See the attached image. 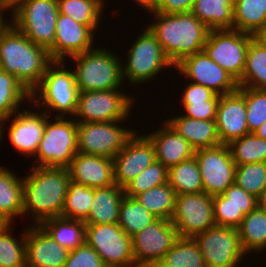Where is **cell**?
<instances>
[{
    "instance_id": "9",
    "label": "cell",
    "mask_w": 266,
    "mask_h": 267,
    "mask_svg": "<svg viewBox=\"0 0 266 267\" xmlns=\"http://www.w3.org/2000/svg\"><path fill=\"white\" fill-rule=\"evenodd\" d=\"M131 96L119 89L79 91L74 120L80 123L125 121L136 103Z\"/></svg>"
},
{
    "instance_id": "19",
    "label": "cell",
    "mask_w": 266,
    "mask_h": 267,
    "mask_svg": "<svg viewBox=\"0 0 266 267\" xmlns=\"http://www.w3.org/2000/svg\"><path fill=\"white\" fill-rule=\"evenodd\" d=\"M55 29L56 46L49 52L53 61H66L71 56L94 48L96 33L69 16L59 13Z\"/></svg>"
},
{
    "instance_id": "46",
    "label": "cell",
    "mask_w": 266,
    "mask_h": 267,
    "mask_svg": "<svg viewBox=\"0 0 266 267\" xmlns=\"http://www.w3.org/2000/svg\"><path fill=\"white\" fill-rule=\"evenodd\" d=\"M63 267H105L98 253L84 243L76 249L70 250Z\"/></svg>"
},
{
    "instance_id": "58",
    "label": "cell",
    "mask_w": 266,
    "mask_h": 267,
    "mask_svg": "<svg viewBox=\"0 0 266 267\" xmlns=\"http://www.w3.org/2000/svg\"><path fill=\"white\" fill-rule=\"evenodd\" d=\"M8 224L1 216H0V230Z\"/></svg>"
},
{
    "instance_id": "60",
    "label": "cell",
    "mask_w": 266,
    "mask_h": 267,
    "mask_svg": "<svg viewBox=\"0 0 266 267\" xmlns=\"http://www.w3.org/2000/svg\"><path fill=\"white\" fill-rule=\"evenodd\" d=\"M241 0H230L231 4L234 6L236 5L238 2H240Z\"/></svg>"
},
{
    "instance_id": "30",
    "label": "cell",
    "mask_w": 266,
    "mask_h": 267,
    "mask_svg": "<svg viewBox=\"0 0 266 267\" xmlns=\"http://www.w3.org/2000/svg\"><path fill=\"white\" fill-rule=\"evenodd\" d=\"M237 230L245 254L264 252L266 249V212L256 207L244 216Z\"/></svg>"
},
{
    "instance_id": "15",
    "label": "cell",
    "mask_w": 266,
    "mask_h": 267,
    "mask_svg": "<svg viewBox=\"0 0 266 267\" xmlns=\"http://www.w3.org/2000/svg\"><path fill=\"white\" fill-rule=\"evenodd\" d=\"M204 192L214 196L222 194L230 185L234 184L236 164L228 144L195 150Z\"/></svg>"
},
{
    "instance_id": "10",
    "label": "cell",
    "mask_w": 266,
    "mask_h": 267,
    "mask_svg": "<svg viewBox=\"0 0 266 267\" xmlns=\"http://www.w3.org/2000/svg\"><path fill=\"white\" fill-rule=\"evenodd\" d=\"M122 122H77L78 153L113 159L137 133L118 125Z\"/></svg>"
},
{
    "instance_id": "36",
    "label": "cell",
    "mask_w": 266,
    "mask_h": 267,
    "mask_svg": "<svg viewBox=\"0 0 266 267\" xmlns=\"http://www.w3.org/2000/svg\"><path fill=\"white\" fill-rule=\"evenodd\" d=\"M134 198L156 218L171 220L175 209L176 192L168 182L148 189Z\"/></svg>"
},
{
    "instance_id": "45",
    "label": "cell",
    "mask_w": 266,
    "mask_h": 267,
    "mask_svg": "<svg viewBox=\"0 0 266 267\" xmlns=\"http://www.w3.org/2000/svg\"><path fill=\"white\" fill-rule=\"evenodd\" d=\"M214 207V218L217 226L238 228L244 218V214L238 211L228 202L223 194L212 196Z\"/></svg>"
},
{
    "instance_id": "13",
    "label": "cell",
    "mask_w": 266,
    "mask_h": 267,
    "mask_svg": "<svg viewBox=\"0 0 266 267\" xmlns=\"http://www.w3.org/2000/svg\"><path fill=\"white\" fill-rule=\"evenodd\" d=\"M170 221L181 238H193L215 226L212 196L205 192L176 195Z\"/></svg>"
},
{
    "instance_id": "5",
    "label": "cell",
    "mask_w": 266,
    "mask_h": 267,
    "mask_svg": "<svg viewBox=\"0 0 266 267\" xmlns=\"http://www.w3.org/2000/svg\"><path fill=\"white\" fill-rule=\"evenodd\" d=\"M108 49L95 47L69 57L79 91H106L120 89L123 84L122 61Z\"/></svg>"
},
{
    "instance_id": "48",
    "label": "cell",
    "mask_w": 266,
    "mask_h": 267,
    "mask_svg": "<svg viewBox=\"0 0 266 267\" xmlns=\"http://www.w3.org/2000/svg\"><path fill=\"white\" fill-rule=\"evenodd\" d=\"M218 101L181 102V107L185 111L183 115L197 120H215Z\"/></svg>"
},
{
    "instance_id": "61",
    "label": "cell",
    "mask_w": 266,
    "mask_h": 267,
    "mask_svg": "<svg viewBox=\"0 0 266 267\" xmlns=\"http://www.w3.org/2000/svg\"><path fill=\"white\" fill-rule=\"evenodd\" d=\"M1 123H2V119L0 118V134H1Z\"/></svg>"
},
{
    "instance_id": "27",
    "label": "cell",
    "mask_w": 266,
    "mask_h": 267,
    "mask_svg": "<svg viewBox=\"0 0 266 267\" xmlns=\"http://www.w3.org/2000/svg\"><path fill=\"white\" fill-rule=\"evenodd\" d=\"M0 216L11 224L23 216V177L0 167ZM15 218V219H14Z\"/></svg>"
},
{
    "instance_id": "47",
    "label": "cell",
    "mask_w": 266,
    "mask_h": 267,
    "mask_svg": "<svg viewBox=\"0 0 266 267\" xmlns=\"http://www.w3.org/2000/svg\"><path fill=\"white\" fill-rule=\"evenodd\" d=\"M222 194L228 198L230 204L244 215L257 207V198L235 183L230 185Z\"/></svg>"
},
{
    "instance_id": "49",
    "label": "cell",
    "mask_w": 266,
    "mask_h": 267,
    "mask_svg": "<svg viewBox=\"0 0 266 267\" xmlns=\"http://www.w3.org/2000/svg\"><path fill=\"white\" fill-rule=\"evenodd\" d=\"M185 87L186 88L180 97L181 101L179 102H204L207 100H219L220 98V95H217L212 90L201 84L189 81L188 85Z\"/></svg>"
},
{
    "instance_id": "2",
    "label": "cell",
    "mask_w": 266,
    "mask_h": 267,
    "mask_svg": "<svg viewBox=\"0 0 266 267\" xmlns=\"http://www.w3.org/2000/svg\"><path fill=\"white\" fill-rule=\"evenodd\" d=\"M156 19L148 26L175 67L184 58L203 51L210 29L192 12H152Z\"/></svg>"
},
{
    "instance_id": "52",
    "label": "cell",
    "mask_w": 266,
    "mask_h": 267,
    "mask_svg": "<svg viewBox=\"0 0 266 267\" xmlns=\"http://www.w3.org/2000/svg\"><path fill=\"white\" fill-rule=\"evenodd\" d=\"M253 37L266 50V28L257 31Z\"/></svg>"
},
{
    "instance_id": "34",
    "label": "cell",
    "mask_w": 266,
    "mask_h": 267,
    "mask_svg": "<svg viewBox=\"0 0 266 267\" xmlns=\"http://www.w3.org/2000/svg\"><path fill=\"white\" fill-rule=\"evenodd\" d=\"M60 14L73 18L76 22L96 32L105 7L104 0H57ZM104 3V4H103Z\"/></svg>"
},
{
    "instance_id": "21",
    "label": "cell",
    "mask_w": 266,
    "mask_h": 267,
    "mask_svg": "<svg viewBox=\"0 0 266 267\" xmlns=\"http://www.w3.org/2000/svg\"><path fill=\"white\" fill-rule=\"evenodd\" d=\"M38 110L17 111V116H12L13 120L8 126V137L13 148L27 157L35 156L46 125V113Z\"/></svg>"
},
{
    "instance_id": "29",
    "label": "cell",
    "mask_w": 266,
    "mask_h": 267,
    "mask_svg": "<svg viewBox=\"0 0 266 267\" xmlns=\"http://www.w3.org/2000/svg\"><path fill=\"white\" fill-rule=\"evenodd\" d=\"M30 102V92L12 75L0 69V118L1 136L4 135V124L12 118L20 106Z\"/></svg>"
},
{
    "instance_id": "41",
    "label": "cell",
    "mask_w": 266,
    "mask_h": 267,
    "mask_svg": "<svg viewBox=\"0 0 266 267\" xmlns=\"http://www.w3.org/2000/svg\"><path fill=\"white\" fill-rule=\"evenodd\" d=\"M11 224L0 230V267H26V230L19 239L13 237Z\"/></svg>"
},
{
    "instance_id": "23",
    "label": "cell",
    "mask_w": 266,
    "mask_h": 267,
    "mask_svg": "<svg viewBox=\"0 0 266 267\" xmlns=\"http://www.w3.org/2000/svg\"><path fill=\"white\" fill-rule=\"evenodd\" d=\"M71 181L90 188L115 183L113 159L77 153L67 167Z\"/></svg>"
},
{
    "instance_id": "37",
    "label": "cell",
    "mask_w": 266,
    "mask_h": 267,
    "mask_svg": "<svg viewBox=\"0 0 266 267\" xmlns=\"http://www.w3.org/2000/svg\"><path fill=\"white\" fill-rule=\"evenodd\" d=\"M157 219L134 197H123L119 207L118 225L129 237H133Z\"/></svg>"
},
{
    "instance_id": "53",
    "label": "cell",
    "mask_w": 266,
    "mask_h": 267,
    "mask_svg": "<svg viewBox=\"0 0 266 267\" xmlns=\"http://www.w3.org/2000/svg\"><path fill=\"white\" fill-rule=\"evenodd\" d=\"M257 207L266 212V186L262 193L257 197Z\"/></svg>"
},
{
    "instance_id": "28",
    "label": "cell",
    "mask_w": 266,
    "mask_h": 267,
    "mask_svg": "<svg viewBox=\"0 0 266 267\" xmlns=\"http://www.w3.org/2000/svg\"><path fill=\"white\" fill-rule=\"evenodd\" d=\"M191 12L210 30L233 29L234 11L230 0H195Z\"/></svg>"
},
{
    "instance_id": "12",
    "label": "cell",
    "mask_w": 266,
    "mask_h": 267,
    "mask_svg": "<svg viewBox=\"0 0 266 267\" xmlns=\"http://www.w3.org/2000/svg\"><path fill=\"white\" fill-rule=\"evenodd\" d=\"M205 267H239L246 257L236 228L213 226L193 237Z\"/></svg>"
},
{
    "instance_id": "1",
    "label": "cell",
    "mask_w": 266,
    "mask_h": 267,
    "mask_svg": "<svg viewBox=\"0 0 266 267\" xmlns=\"http://www.w3.org/2000/svg\"><path fill=\"white\" fill-rule=\"evenodd\" d=\"M23 177V216L30 212L32 224L61 217L71 181L65 167L33 166Z\"/></svg>"
},
{
    "instance_id": "59",
    "label": "cell",
    "mask_w": 266,
    "mask_h": 267,
    "mask_svg": "<svg viewBox=\"0 0 266 267\" xmlns=\"http://www.w3.org/2000/svg\"><path fill=\"white\" fill-rule=\"evenodd\" d=\"M105 267H140L136 264H131V265H122V266H105Z\"/></svg>"
},
{
    "instance_id": "51",
    "label": "cell",
    "mask_w": 266,
    "mask_h": 267,
    "mask_svg": "<svg viewBox=\"0 0 266 267\" xmlns=\"http://www.w3.org/2000/svg\"><path fill=\"white\" fill-rule=\"evenodd\" d=\"M135 2L147 10L149 14L155 11L158 4V0H135Z\"/></svg>"
},
{
    "instance_id": "25",
    "label": "cell",
    "mask_w": 266,
    "mask_h": 267,
    "mask_svg": "<svg viewBox=\"0 0 266 267\" xmlns=\"http://www.w3.org/2000/svg\"><path fill=\"white\" fill-rule=\"evenodd\" d=\"M179 115L165 121L183 136L194 150L221 144L215 120H197Z\"/></svg>"
},
{
    "instance_id": "17",
    "label": "cell",
    "mask_w": 266,
    "mask_h": 267,
    "mask_svg": "<svg viewBox=\"0 0 266 267\" xmlns=\"http://www.w3.org/2000/svg\"><path fill=\"white\" fill-rule=\"evenodd\" d=\"M174 69L188 81L201 84L220 96L238 89L237 81L204 50L184 58Z\"/></svg>"
},
{
    "instance_id": "6",
    "label": "cell",
    "mask_w": 266,
    "mask_h": 267,
    "mask_svg": "<svg viewBox=\"0 0 266 267\" xmlns=\"http://www.w3.org/2000/svg\"><path fill=\"white\" fill-rule=\"evenodd\" d=\"M11 24L48 53L56 46L57 0H21L12 9Z\"/></svg>"
},
{
    "instance_id": "43",
    "label": "cell",
    "mask_w": 266,
    "mask_h": 267,
    "mask_svg": "<svg viewBox=\"0 0 266 267\" xmlns=\"http://www.w3.org/2000/svg\"><path fill=\"white\" fill-rule=\"evenodd\" d=\"M234 183L257 198L266 186V162L236 165Z\"/></svg>"
},
{
    "instance_id": "31",
    "label": "cell",
    "mask_w": 266,
    "mask_h": 267,
    "mask_svg": "<svg viewBox=\"0 0 266 267\" xmlns=\"http://www.w3.org/2000/svg\"><path fill=\"white\" fill-rule=\"evenodd\" d=\"M58 244L69 251L85 243L86 224L82 220L55 217L39 224Z\"/></svg>"
},
{
    "instance_id": "7",
    "label": "cell",
    "mask_w": 266,
    "mask_h": 267,
    "mask_svg": "<svg viewBox=\"0 0 266 267\" xmlns=\"http://www.w3.org/2000/svg\"><path fill=\"white\" fill-rule=\"evenodd\" d=\"M49 117L46 113V125L34 156V166L67 168L78 153L77 121L72 117H54L55 121H52Z\"/></svg>"
},
{
    "instance_id": "38",
    "label": "cell",
    "mask_w": 266,
    "mask_h": 267,
    "mask_svg": "<svg viewBox=\"0 0 266 267\" xmlns=\"http://www.w3.org/2000/svg\"><path fill=\"white\" fill-rule=\"evenodd\" d=\"M156 267H205V263L195 240L179 237Z\"/></svg>"
},
{
    "instance_id": "22",
    "label": "cell",
    "mask_w": 266,
    "mask_h": 267,
    "mask_svg": "<svg viewBox=\"0 0 266 267\" xmlns=\"http://www.w3.org/2000/svg\"><path fill=\"white\" fill-rule=\"evenodd\" d=\"M68 254L40 225L26 229V267H63Z\"/></svg>"
},
{
    "instance_id": "50",
    "label": "cell",
    "mask_w": 266,
    "mask_h": 267,
    "mask_svg": "<svg viewBox=\"0 0 266 267\" xmlns=\"http://www.w3.org/2000/svg\"><path fill=\"white\" fill-rule=\"evenodd\" d=\"M195 0H158L155 12L174 14L191 12Z\"/></svg>"
},
{
    "instance_id": "54",
    "label": "cell",
    "mask_w": 266,
    "mask_h": 267,
    "mask_svg": "<svg viewBox=\"0 0 266 267\" xmlns=\"http://www.w3.org/2000/svg\"><path fill=\"white\" fill-rule=\"evenodd\" d=\"M3 14H5V11H0V36L11 24V20L9 22L5 20Z\"/></svg>"
},
{
    "instance_id": "44",
    "label": "cell",
    "mask_w": 266,
    "mask_h": 267,
    "mask_svg": "<svg viewBox=\"0 0 266 267\" xmlns=\"http://www.w3.org/2000/svg\"><path fill=\"white\" fill-rule=\"evenodd\" d=\"M238 90L245 97L249 133H254L266 121V90L246 87Z\"/></svg>"
},
{
    "instance_id": "33",
    "label": "cell",
    "mask_w": 266,
    "mask_h": 267,
    "mask_svg": "<svg viewBox=\"0 0 266 267\" xmlns=\"http://www.w3.org/2000/svg\"><path fill=\"white\" fill-rule=\"evenodd\" d=\"M168 183L176 195L203 193V181L195 156L169 168Z\"/></svg>"
},
{
    "instance_id": "32",
    "label": "cell",
    "mask_w": 266,
    "mask_h": 267,
    "mask_svg": "<svg viewBox=\"0 0 266 267\" xmlns=\"http://www.w3.org/2000/svg\"><path fill=\"white\" fill-rule=\"evenodd\" d=\"M233 11L234 30L254 35L266 28V0H241Z\"/></svg>"
},
{
    "instance_id": "11",
    "label": "cell",
    "mask_w": 266,
    "mask_h": 267,
    "mask_svg": "<svg viewBox=\"0 0 266 267\" xmlns=\"http://www.w3.org/2000/svg\"><path fill=\"white\" fill-rule=\"evenodd\" d=\"M253 38L252 34L234 29L210 30L203 50L238 82Z\"/></svg>"
},
{
    "instance_id": "24",
    "label": "cell",
    "mask_w": 266,
    "mask_h": 267,
    "mask_svg": "<svg viewBox=\"0 0 266 267\" xmlns=\"http://www.w3.org/2000/svg\"><path fill=\"white\" fill-rule=\"evenodd\" d=\"M146 136L154 145L156 160L168 169L195 155L190 143L166 121L161 129L158 128Z\"/></svg>"
},
{
    "instance_id": "14",
    "label": "cell",
    "mask_w": 266,
    "mask_h": 267,
    "mask_svg": "<svg viewBox=\"0 0 266 267\" xmlns=\"http://www.w3.org/2000/svg\"><path fill=\"white\" fill-rule=\"evenodd\" d=\"M85 243L98 253L105 266L135 264L131 237L118 223L86 224Z\"/></svg>"
},
{
    "instance_id": "8",
    "label": "cell",
    "mask_w": 266,
    "mask_h": 267,
    "mask_svg": "<svg viewBox=\"0 0 266 267\" xmlns=\"http://www.w3.org/2000/svg\"><path fill=\"white\" fill-rule=\"evenodd\" d=\"M139 34L137 40L131 44L129 51L127 50L126 64L121 66L123 81L127 79L130 84L134 85L149 82L163 69L174 67L148 27L142 34Z\"/></svg>"
},
{
    "instance_id": "18",
    "label": "cell",
    "mask_w": 266,
    "mask_h": 267,
    "mask_svg": "<svg viewBox=\"0 0 266 267\" xmlns=\"http://www.w3.org/2000/svg\"><path fill=\"white\" fill-rule=\"evenodd\" d=\"M141 135L135 133L113 158L114 180L121 188L156 161L153 143Z\"/></svg>"
},
{
    "instance_id": "39",
    "label": "cell",
    "mask_w": 266,
    "mask_h": 267,
    "mask_svg": "<svg viewBox=\"0 0 266 267\" xmlns=\"http://www.w3.org/2000/svg\"><path fill=\"white\" fill-rule=\"evenodd\" d=\"M95 188L70 181L61 217L84 221L89 214Z\"/></svg>"
},
{
    "instance_id": "55",
    "label": "cell",
    "mask_w": 266,
    "mask_h": 267,
    "mask_svg": "<svg viewBox=\"0 0 266 267\" xmlns=\"http://www.w3.org/2000/svg\"><path fill=\"white\" fill-rule=\"evenodd\" d=\"M254 134L266 140V121L254 132Z\"/></svg>"
},
{
    "instance_id": "42",
    "label": "cell",
    "mask_w": 266,
    "mask_h": 267,
    "mask_svg": "<svg viewBox=\"0 0 266 267\" xmlns=\"http://www.w3.org/2000/svg\"><path fill=\"white\" fill-rule=\"evenodd\" d=\"M167 182L168 168L156 160L124 187V193L134 197Z\"/></svg>"
},
{
    "instance_id": "57",
    "label": "cell",
    "mask_w": 266,
    "mask_h": 267,
    "mask_svg": "<svg viewBox=\"0 0 266 267\" xmlns=\"http://www.w3.org/2000/svg\"><path fill=\"white\" fill-rule=\"evenodd\" d=\"M21 0H4V2L12 9Z\"/></svg>"
},
{
    "instance_id": "35",
    "label": "cell",
    "mask_w": 266,
    "mask_h": 267,
    "mask_svg": "<svg viewBox=\"0 0 266 267\" xmlns=\"http://www.w3.org/2000/svg\"><path fill=\"white\" fill-rule=\"evenodd\" d=\"M238 87L266 90V50L254 38L251 40L242 78Z\"/></svg>"
},
{
    "instance_id": "16",
    "label": "cell",
    "mask_w": 266,
    "mask_h": 267,
    "mask_svg": "<svg viewBox=\"0 0 266 267\" xmlns=\"http://www.w3.org/2000/svg\"><path fill=\"white\" fill-rule=\"evenodd\" d=\"M178 238L177 230L170 220L157 219L131 237L135 264L156 267Z\"/></svg>"
},
{
    "instance_id": "56",
    "label": "cell",
    "mask_w": 266,
    "mask_h": 267,
    "mask_svg": "<svg viewBox=\"0 0 266 267\" xmlns=\"http://www.w3.org/2000/svg\"><path fill=\"white\" fill-rule=\"evenodd\" d=\"M8 12V10H10L11 12V8L4 2V0H0V11H6Z\"/></svg>"
},
{
    "instance_id": "26",
    "label": "cell",
    "mask_w": 266,
    "mask_h": 267,
    "mask_svg": "<svg viewBox=\"0 0 266 267\" xmlns=\"http://www.w3.org/2000/svg\"><path fill=\"white\" fill-rule=\"evenodd\" d=\"M125 196L124 188L116 183L95 188V196L85 224H116L119 221V207Z\"/></svg>"
},
{
    "instance_id": "40",
    "label": "cell",
    "mask_w": 266,
    "mask_h": 267,
    "mask_svg": "<svg viewBox=\"0 0 266 267\" xmlns=\"http://www.w3.org/2000/svg\"><path fill=\"white\" fill-rule=\"evenodd\" d=\"M228 146L236 165L266 162V140L254 133L237 138Z\"/></svg>"
},
{
    "instance_id": "3",
    "label": "cell",
    "mask_w": 266,
    "mask_h": 267,
    "mask_svg": "<svg viewBox=\"0 0 266 267\" xmlns=\"http://www.w3.org/2000/svg\"><path fill=\"white\" fill-rule=\"evenodd\" d=\"M52 62L45 49L12 24L0 36V69L12 74L30 93L41 83Z\"/></svg>"
},
{
    "instance_id": "4",
    "label": "cell",
    "mask_w": 266,
    "mask_h": 267,
    "mask_svg": "<svg viewBox=\"0 0 266 267\" xmlns=\"http://www.w3.org/2000/svg\"><path fill=\"white\" fill-rule=\"evenodd\" d=\"M78 93L74 71L65 67V61H53L47 67L41 83L30 93V103H35L38 108L45 107L44 112L49 116L56 111L58 114H54L55 117H73Z\"/></svg>"
},
{
    "instance_id": "20",
    "label": "cell",
    "mask_w": 266,
    "mask_h": 267,
    "mask_svg": "<svg viewBox=\"0 0 266 267\" xmlns=\"http://www.w3.org/2000/svg\"><path fill=\"white\" fill-rule=\"evenodd\" d=\"M244 95L236 91L220 96L216 109V126L222 144L250 134L247 126Z\"/></svg>"
}]
</instances>
